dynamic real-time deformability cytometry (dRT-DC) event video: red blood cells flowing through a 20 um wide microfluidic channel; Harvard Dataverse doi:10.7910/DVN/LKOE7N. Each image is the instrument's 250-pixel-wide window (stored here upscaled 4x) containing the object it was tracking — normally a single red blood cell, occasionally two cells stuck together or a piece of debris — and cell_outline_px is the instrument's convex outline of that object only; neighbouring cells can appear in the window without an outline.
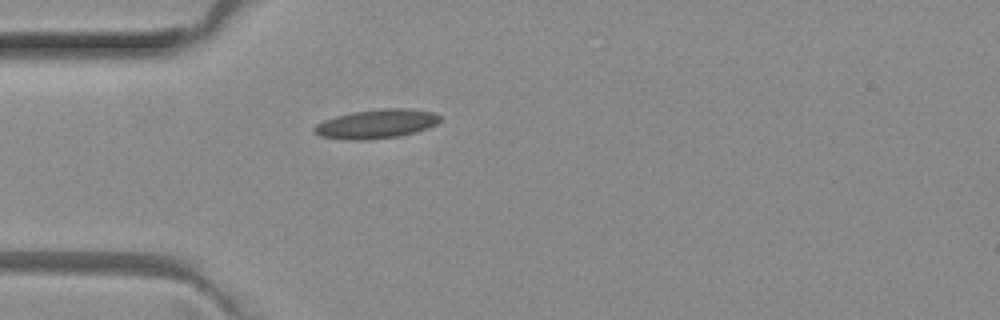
{"species": "common noctule bat (a hibernating species)", "species_latin": "Nyctalus noctula", "temperature_condition": "room temperature", "stored_images_in_passage": 1, "camera_frame_rate_fps": 3000, "um_per_image_px": 0.085, "animal": {"sex": "female", "body_mass_g": 29.2, "forearm_length_mm": 56.3}, "frame": {"image": 1, "passage_image": 1, "time_ms": 0.0, "image_size_px": [1000, 320], "cell_outline_px": [[440, 120], [436, 124], [428, 128], [416, 132], [400, 136], [360, 140], [348, 140], [320, 136], [312, 132], [312, 128], [316, 124], [324, 120], [336, 116], [352, 112], [384, 108], [408, 108], [432, 112], [440, 116]], "centroid_in_image_um": [31.97, 10.53], "position_along_channel_um": 53.0, "area_um2": 21.33}}